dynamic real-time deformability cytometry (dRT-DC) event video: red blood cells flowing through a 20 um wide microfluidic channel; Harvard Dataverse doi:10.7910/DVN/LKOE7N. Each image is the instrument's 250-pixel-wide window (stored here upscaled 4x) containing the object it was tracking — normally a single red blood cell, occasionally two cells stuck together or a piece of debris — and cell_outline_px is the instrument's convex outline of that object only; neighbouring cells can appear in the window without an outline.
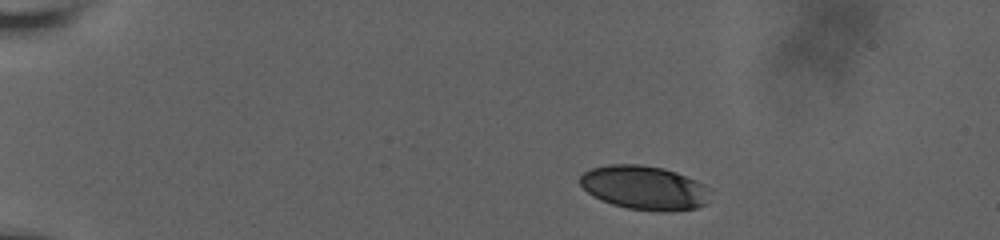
{"species": "human", "species_latin": "Homo sapiens", "temperature_condition": "room temperature", "stored_images_in_passage": 50, "camera_frame_rate_fps": 3000, "um_per_image_px": 0.085, "donor": {"sex": "male"}, "frame": {"image": 1, "passage_image": 1, "time_ms": 0.0, "image_size_px": [1000, 240], "cell_outline_px": [[712, 188], [704, 204], [696, 208], [664, 212], [660, 212], [628, 208], [612, 204], [600, 200], [588, 192], [580, 184], [580, 176], [584, 172], [592, 168], [608, 164], [640, 164], [664, 168], [676, 172], [696, 180]], "centroid_in_image_um": [54.78, 15.95], "position_along_channel_um": 30.2, "area_um2": 33.47}}
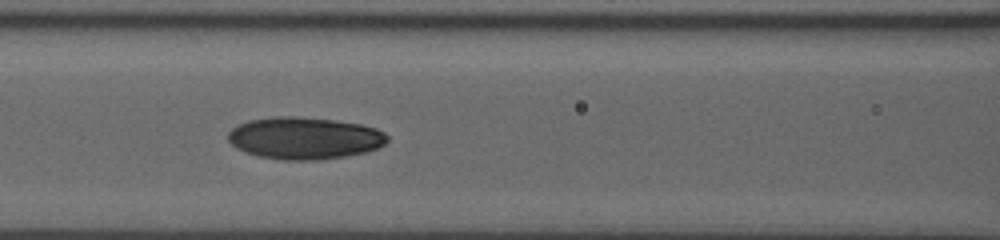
{"frame": {"image": 2, "passage_image": 27, "time_ms": 5.667, "image_size_px": [1000, 240], "cell_outline_px": [[388, 140], [384, 144], [376, 148], [364, 152], [344, 156], [320, 160], [284, 160], [256, 156], [236, 148], [228, 140], [228, 132], [232, 128], [248, 120], [272, 116], [292, 116], [336, 120], [360, 124], [376, 128], [384, 132], [388, 136]], "centroid_in_image_um": [25.86, 11.73], "position_along_channel_um": 140.7, "area_um2": 39.13}}
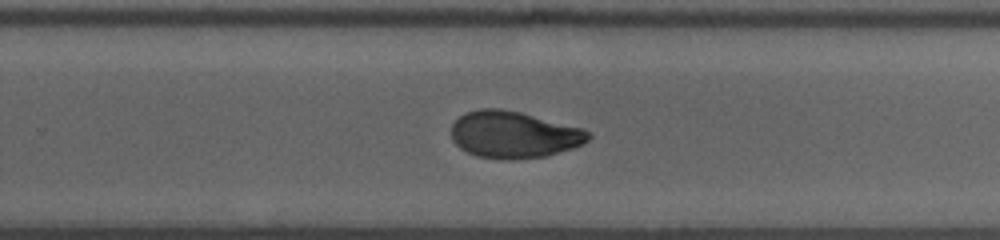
{"frame": {"image": 3, "passage_image": 49, "time_ms": 9.667, "image_size_px": [1000, 240], "cell_outline_px": [[592, 136], [588, 140], [572, 148], [544, 156], [512, 160], [500, 160], [476, 156], [460, 148], [452, 140], [452, 124], [460, 116], [468, 112], [480, 108], [500, 108], [520, 112], [584, 128], [592, 132]], "centroid_in_image_um": [43.68, 11.44], "position_along_channel_um": 286.1, "area_um2": 37.51}}